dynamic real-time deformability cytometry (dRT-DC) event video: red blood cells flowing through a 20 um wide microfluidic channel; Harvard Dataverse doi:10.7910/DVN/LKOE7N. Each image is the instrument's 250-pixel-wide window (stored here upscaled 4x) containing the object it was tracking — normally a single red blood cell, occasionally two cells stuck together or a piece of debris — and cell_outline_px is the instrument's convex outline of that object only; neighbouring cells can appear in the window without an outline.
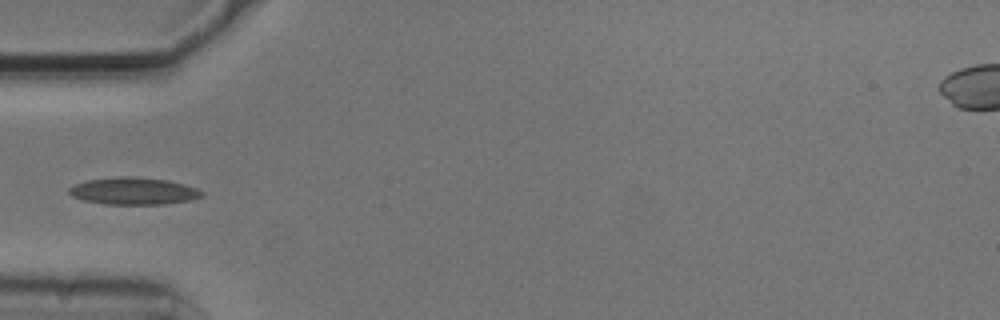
{"species": "common noctule bat (a hibernating species)", "species_latin": "Nyctalus noctula", "temperature_condition": "cold", "stored_images_in_passage": 7, "camera_frame_rate_fps": 3000, "um_per_image_px": 0.085, "animal": {"sex": "male", "body_mass_g": 20.5, "forearm_length_mm": 52.5}, "frame": {"image": 1, "passage_image": 4, "time_ms": 1.0, "image_size_px": [1000, 320], "cell_outline_px": [[204, 196], [188, 200], [164, 204], [104, 204], [84, 200], [72, 196], [68, 192], [68, 188], [76, 184], [88, 180], [116, 176], [132, 176], [168, 180], [184, 184], [196, 188], [204, 192]], "centroid_in_image_um": [11.35, 16.23], "position_along_channel_um": 73.6, "area_um2": 20.98}}
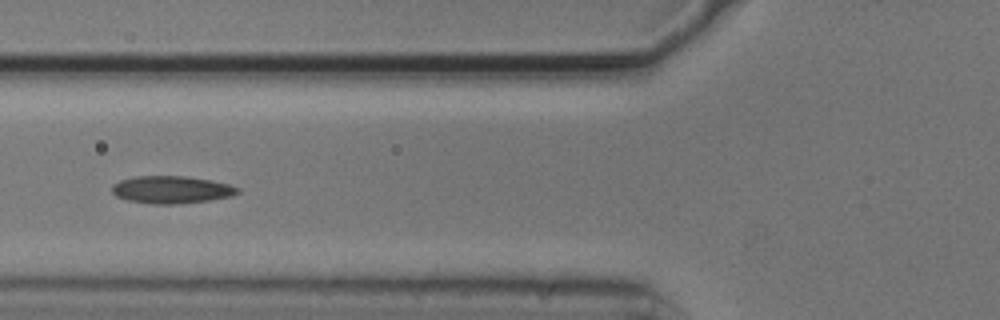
{"frame": {"image": 2, "passage_image": 5, "time_ms": 1.333, "image_size_px": [1000, 320], "cell_outline_px": [[240, 192], [232, 196], [208, 200], [176, 204], [152, 204], [128, 200], [116, 196], [112, 192], [112, 184], [120, 180], [136, 176], [188, 176], [212, 180], [228, 184], [240, 188]], "centroid_in_image_um": [14.58, 16.11], "position_along_channel_um": 111.2, "area_um2": 20.17}}
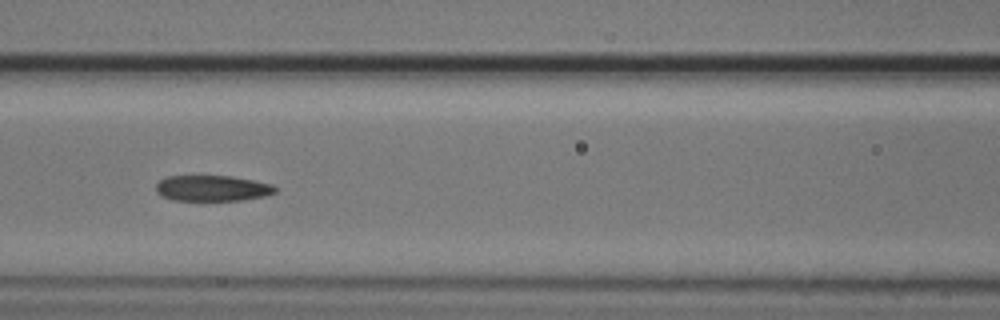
{"frame": {"image": 3, "passage_image": 6, "time_ms": 1.667, "image_size_px": [1000, 320], "cell_outline_px": [[276, 192], [268, 196], [244, 200], [172, 200], [160, 196], [156, 192], [156, 184], [160, 180], [168, 176], [232, 176], [272, 184], [276, 188]], "centroid_in_image_um": [18.05, 16.01], "position_along_channel_um": 148.5, "area_um2": 18.03}}